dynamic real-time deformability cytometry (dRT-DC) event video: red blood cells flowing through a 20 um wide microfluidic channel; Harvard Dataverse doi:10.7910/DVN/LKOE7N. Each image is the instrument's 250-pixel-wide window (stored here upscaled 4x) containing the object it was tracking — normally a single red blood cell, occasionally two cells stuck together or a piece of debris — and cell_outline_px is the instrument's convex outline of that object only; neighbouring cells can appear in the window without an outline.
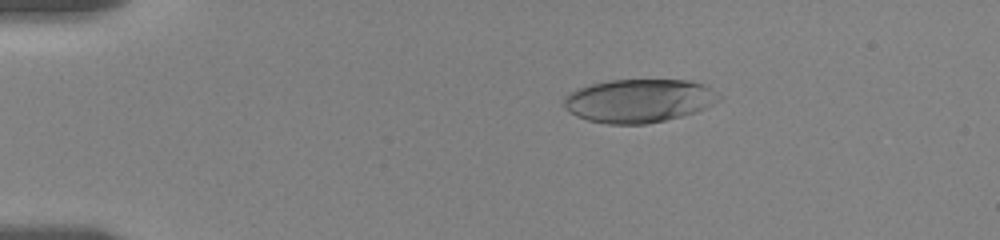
{"species": "human", "species_latin": "Homo sapiens", "temperature_condition": "room temperature", "stored_images_in_passage": 20, "camera_frame_rate_fps": 3000, "um_per_image_px": 0.085, "donor": {"sex": "female"}, "frame": {"image": 1, "passage_image": 4, "time_ms": 2.667, "image_size_px": [1000, 240], "cell_outline_px": [[724, 96], [720, 100], [696, 112], [664, 120], [644, 124], [608, 124], [588, 120], [576, 116], [564, 108], [564, 96], [580, 88], [592, 84], [608, 80], [692, 80], [704, 84]], "centroid_in_image_um": [54.34, 8.55], "position_along_channel_um": 30.7, "area_um2": 39.25}}
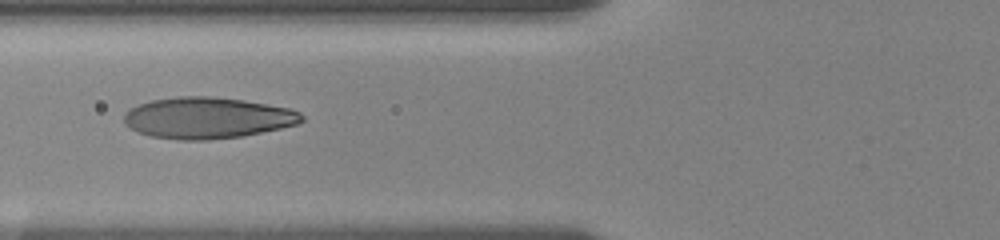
{"frame": {"image": 2, "passage_image": 15, "time_ms": 6.667, "image_size_px": [1000, 240], "cell_outline_px": [[304, 120], [296, 124], [280, 128], [240, 136], [208, 140], [180, 140], [148, 136], [136, 132], [124, 124], [124, 112], [140, 104], [152, 100], [180, 96], [212, 96], [244, 100], [288, 108], [300, 112], [304, 116]], "centroid_in_image_um": [17.59, 10.02], "position_along_channel_um": 108.2, "area_um2": 42.71}}
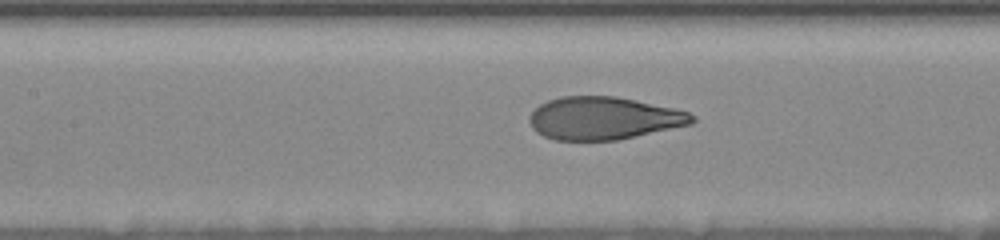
{"frame": {"image": 3, "passage_image": 18, "time_ms": 8.0, "image_size_px": [1000, 240], "cell_outline_px": [[696, 120], [692, 124], [616, 140], [552, 140], [536, 132], [532, 128], [528, 120], [528, 116], [540, 104], [548, 100], [560, 96], [616, 96], [672, 108], [688, 112], [696, 116]], "centroid_in_image_um": [51.28, 10.05], "position_along_channel_um": 156.1, "area_um2": 40.46}}